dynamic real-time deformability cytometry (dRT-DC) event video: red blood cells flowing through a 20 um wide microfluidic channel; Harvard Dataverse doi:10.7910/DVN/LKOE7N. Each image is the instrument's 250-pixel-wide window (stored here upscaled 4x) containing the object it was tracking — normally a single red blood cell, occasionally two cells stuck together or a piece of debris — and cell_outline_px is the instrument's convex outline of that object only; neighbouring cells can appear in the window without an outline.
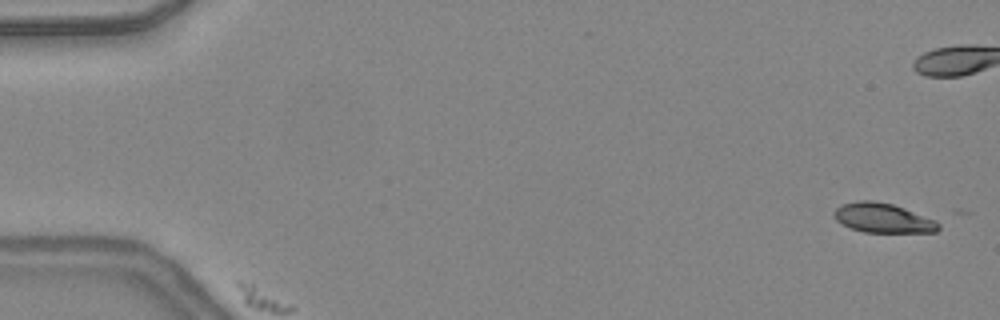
{"species": "common noctule bat (a hibernating species)", "species_latin": "Nyctalus noctula", "temperature_condition": "warm", "stored_images_in_passage": 4, "camera_frame_rate_fps": 3000, "um_per_image_px": 0.085, "animal": {"sex": "female", "body_mass_g": 24.6, "forearm_length_mm": 56.2}, "frame": {"image": 1, "passage_image": 2, "time_ms": 0.333, "image_size_px": [1000, 320], "cell_outline_px": [[940, 228], [936, 232], [864, 232], [852, 228], [836, 220], [836, 208], [844, 204], [860, 200], [872, 200], [892, 204], [904, 208], [936, 220], [940, 224]], "centroid_in_image_um": [75.11, 18.53], "position_along_channel_um": 9.9, "area_um2": 17.63}}